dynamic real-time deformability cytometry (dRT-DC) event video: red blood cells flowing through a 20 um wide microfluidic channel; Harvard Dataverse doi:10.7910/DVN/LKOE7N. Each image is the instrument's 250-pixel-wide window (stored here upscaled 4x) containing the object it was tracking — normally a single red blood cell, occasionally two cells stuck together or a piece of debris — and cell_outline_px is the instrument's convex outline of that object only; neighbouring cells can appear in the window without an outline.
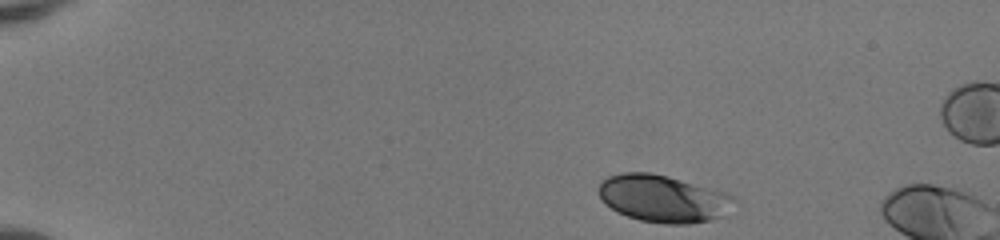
{"species": "human", "species_latin": "Homo sapiens", "temperature_condition": "room temperature", "stored_images_in_passage": 10, "camera_frame_rate_fps": 3000, "um_per_image_px": 0.085, "donor": {"sex": "female"}, "frame": {"image": 1, "passage_image": 1, "time_ms": 0.0, "image_size_px": [1000, 240], "cell_outline_px": [[740, 200], [728, 216], [688, 224], [664, 224], [640, 220], [616, 212], [604, 204], [600, 196], [600, 184], [608, 176], [624, 172], [652, 172], [668, 176], [728, 192], [736, 196]], "centroid_in_image_um": [56.49, 16.89], "position_along_channel_um": 28.5, "area_um2": 38.09}}